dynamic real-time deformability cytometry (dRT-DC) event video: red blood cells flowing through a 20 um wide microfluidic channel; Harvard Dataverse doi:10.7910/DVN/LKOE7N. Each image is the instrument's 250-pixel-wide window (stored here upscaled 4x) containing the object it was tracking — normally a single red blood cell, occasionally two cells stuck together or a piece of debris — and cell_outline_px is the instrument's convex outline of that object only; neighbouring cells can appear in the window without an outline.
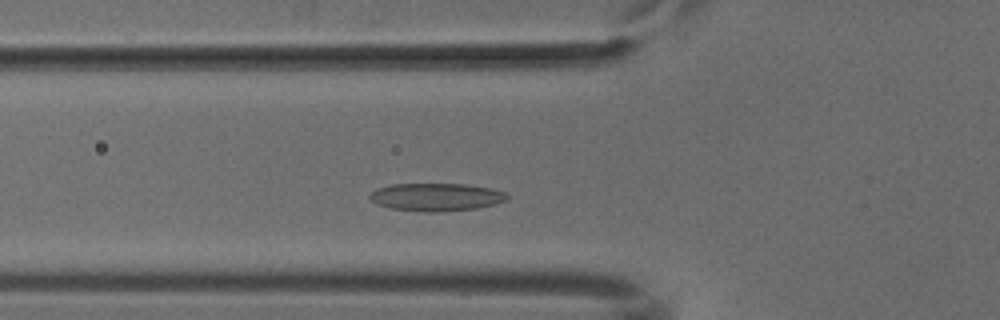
{"species": "common noctule bat (a hibernating species)", "species_latin": "Nyctalus noctula", "temperature_condition": "cold", "stored_images_in_passage": 44, "camera_frame_rate_fps": 3000, "um_per_image_px": 0.085, "animal": {"sex": "male", "body_mass_g": 18.8}, "frame": {"image": 1, "passage_image": 10, "time_ms": 3.0, "image_size_px": [1000, 320], "cell_outline_px": [[508, 200], [496, 204], [476, 208], [436, 212], [424, 212], [392, 208], [376, 204], [368, 196], [376, 188], [392, 184], [464, 184], [492, 188], [504, 192], [508, 196]], "centroid_in_image_um": [37.09, 16.74], "position_along_channel_um": 88.7, "area_um2": 22.25}}
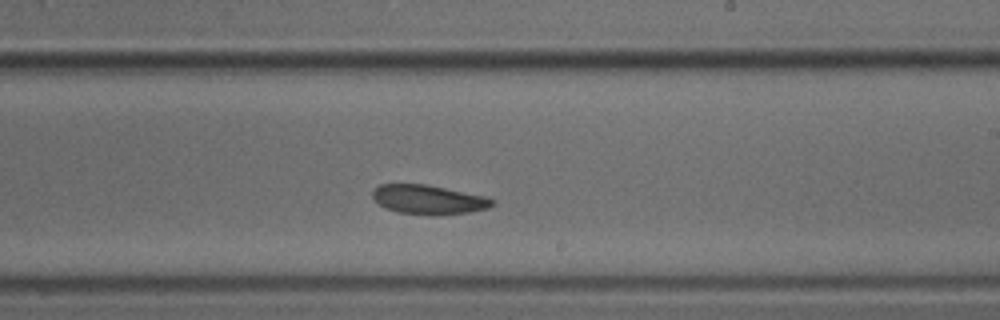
{"frame": {"image": 2, "passage_image": 23, "time_ms": 7.333, "image_size_px": [1000, 320], "cell_outline_px": [[496, 204], [488, 208], [468, 212], [432, 216], [428, 216], [400, 212], [384, 208], [372, 196], [372, 192], [380, 184], [428, 184], [484, 196], [496, 200]], "centroid_in_image_um": [36.45, 16.97], "position_along_channel_um": 252.5, "area_um2": 20.52}}
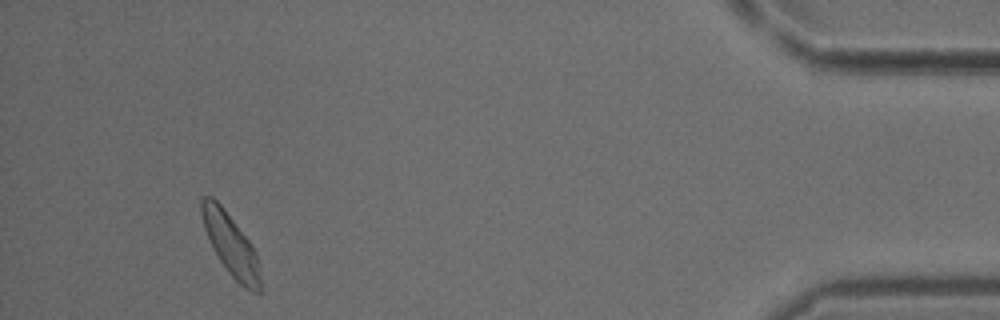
{"frame": {"image": 3, "passage_image": 41, "time_ms": 13.333, "image_size_px": [1000, 320], "cell_outline_px": [[260, 292], [252, 292], [244, 288], [228, 272], [220, 260], [204, 228], [200, 212], [200, 196], [212, 196], [220, 204], [248, 240], [256, 252], [260, 276]], "centroid_in_image_um": [19.59, 20.78], "position_along_channel_um": 415.6, "area_um2": 20.63}}